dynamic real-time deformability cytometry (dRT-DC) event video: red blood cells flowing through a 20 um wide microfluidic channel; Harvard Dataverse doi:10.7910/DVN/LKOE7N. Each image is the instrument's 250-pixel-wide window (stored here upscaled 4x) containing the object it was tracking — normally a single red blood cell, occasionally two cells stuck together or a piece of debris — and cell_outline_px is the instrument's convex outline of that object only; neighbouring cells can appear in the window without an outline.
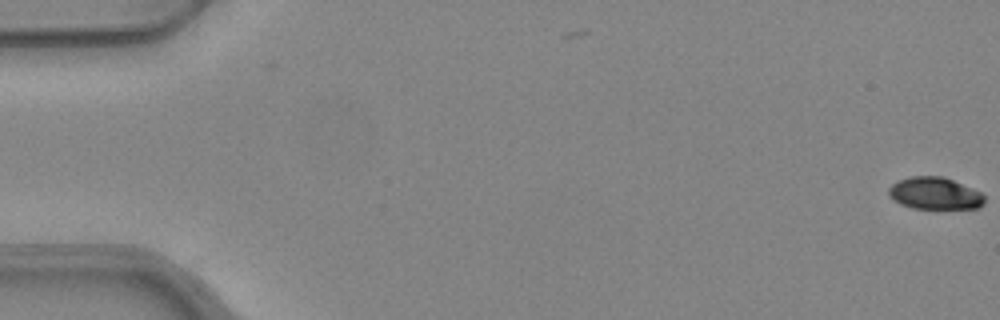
{"species": "common noctule bat (a hibernating species)", "species_latin": "Nyctalus noctula", "temperature_condition": "warm", "stored_images_in_passage": 53, "camera_frame_rate_fps": 3000, "um_per_image_px": 0.085, "animal": {"sex": "female", "body_mass_g": 24.6, "forearm_length_mm": 56.2}, "frame": {"image": 1, "passage_image": 1, "time_ms": 0.0, "image_size_px": [1000, 320], "cell_outline_px": [[984, 204], [980, 208], [912, 208], [900, 204], [892, 200], [888, 196], [888, 188], [892, 184], [900, 180], [912, 176], [940, 176], [952, 180], [980, 192], [984, 196]], "centroid_in_image_um": [79.42, 16.45], "position_along_channel_um": 5.6, "area_um2": 17.8}}
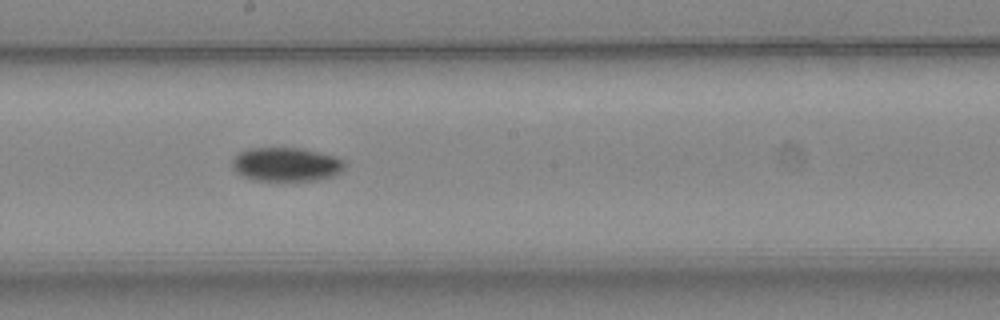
{"frame": {"image": 2, "passage_image": 30, "time_ms": 9.667, "image_size_px": [1000, 320], "cell_outline_px": [[348, 164], [336, 176], [320, 180], [252, 180], [236, 172], [232, 168], [232, 160], [240, 152], [248, 148], [300, 148], [336, 156], [344, 160]], "centroid_in_image_um": [24.37, 13.97], "position_along_channel_um": 223.8, "area_um2": 22.37}}
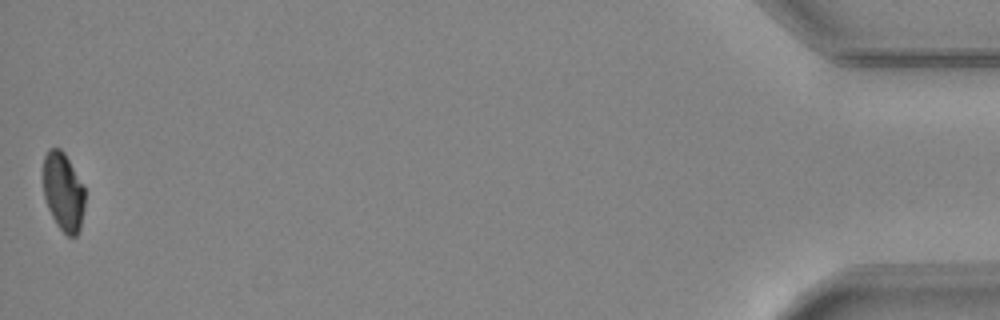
{"frame": {"image": 3, "passage_image": 53, "time_ms": 17.333, "image_size_px": [1000, 320], "cell_outline_px": [[84, 208], [80, 228], [76, 236], [68, 236], [56, 224], [48, 208], [44, 196], [44, 156], [48, 148], [60, 148], [64, 152], [84, 188]], "centroid_in_image_um": [5.37, 16.3], "position_along_channel_um": 429.8, "area_um2": 18.79}, "authors_computed_cell_mechanics": {"area_um2": 20.7502, "velocity_mm_per_s": 3.972, "shape_relaxation_time_tau1_ms": 3.3526, "shape_relaxation_time_tau2_ms": null, "deformation_change_tau1": 0.131, "deformation_change_tau2": null}}